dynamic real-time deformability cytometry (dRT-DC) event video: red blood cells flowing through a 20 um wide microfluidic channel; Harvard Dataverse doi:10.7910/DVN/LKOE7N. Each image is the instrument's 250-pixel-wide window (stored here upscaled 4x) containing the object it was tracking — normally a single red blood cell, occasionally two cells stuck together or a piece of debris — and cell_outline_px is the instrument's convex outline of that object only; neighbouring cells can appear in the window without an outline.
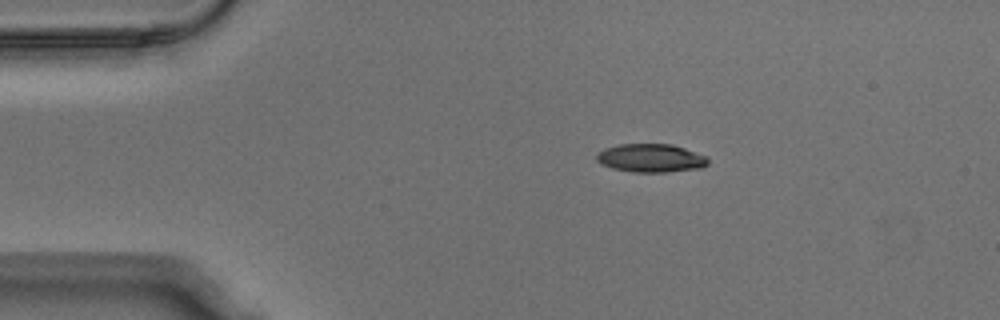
{"species": "Egyptian fruit bat (a non-hibernating species)", "species_latin": "Rousettus aegyptiacus", "temperature_condition": "warm", "stored_images_in_passage": 5, "camera_frame_rate_fps": 3000, "um_per_image_px": 0.085, "animal": {"sex": "male"}, "frame": {"image": 1, "passage_image": 5, "time_ms": 1.333, "image_size_px": [1000, 320], "cell_outline_px": [[708, 164], [700, 168], [664, 172], [632, 172], [612, 168], [600, 164], [596, 160], [596, 152], [604, 148], [620, 144], [672, 144], [708, 156]], "centroid_in_image_um": [55.29, 13.43], "position_along_channel_um": 29.7, "area_um2": 18.55}}